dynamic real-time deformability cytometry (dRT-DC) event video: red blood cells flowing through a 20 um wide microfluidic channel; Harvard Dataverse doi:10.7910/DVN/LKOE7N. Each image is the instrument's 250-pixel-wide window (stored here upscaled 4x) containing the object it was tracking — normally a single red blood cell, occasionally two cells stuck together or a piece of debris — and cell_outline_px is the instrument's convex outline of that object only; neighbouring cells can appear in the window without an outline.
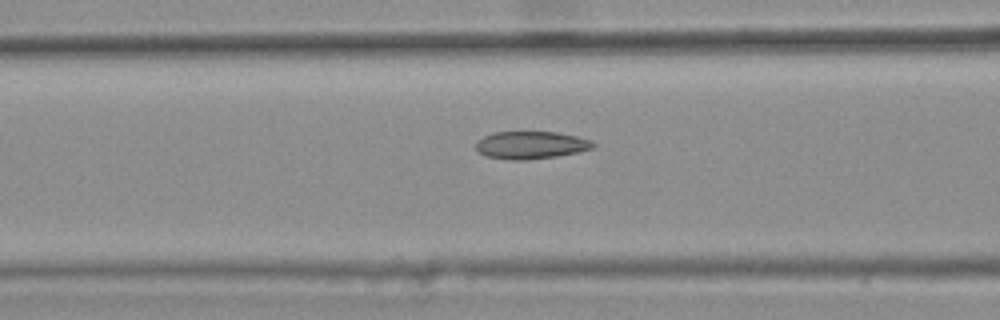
{"species": "common noctule bat (a hibernating species)", "species_latin": "Nyctalus noctula", "temperature_condition": "warm", "stored_images_in_passage": 18, "camera_frame_rate_fps": 3000, "um_per_image_px": 0.085, "animal": {"sex": "female", "body_mass_g": 25.1}, "frame": {"image": 1, "passage_image": 13, "time_ms": 4.0, "image_size_px": [1000, 320], "cell_outline_px": [[596, 148], [556, 156], [528, 160], [508, 160], [484, 156], [476, 152], [476, 140], [492, 132], [556, 132], [576, 136], [592, 140], [596, 144]], "centroid_in_image_um": [45.09, 12.34], "position_along_channel_um": 121.5, "area_um2": 19.13}}
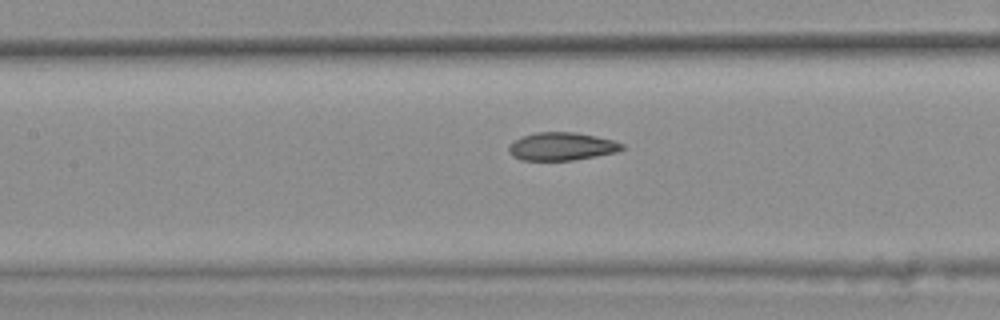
{"frame": {"image": 2, "passage_image": 16, "time_ms": 5.0, "image_size_px": [1000, 320], "cell_outline_px": [[624, 148], [616, 152], [596, 156], [572, 160], [520, 160], [512, 156], [508, 152], [508, 144], [524, 136], [536, 132], [572, 132], [596, 136], [612, 140], [624, 144]], "centroid_in_image_um": [47.72, 12.45], "position_along_channel_um": 159.7, "area_um2": 18.38}}